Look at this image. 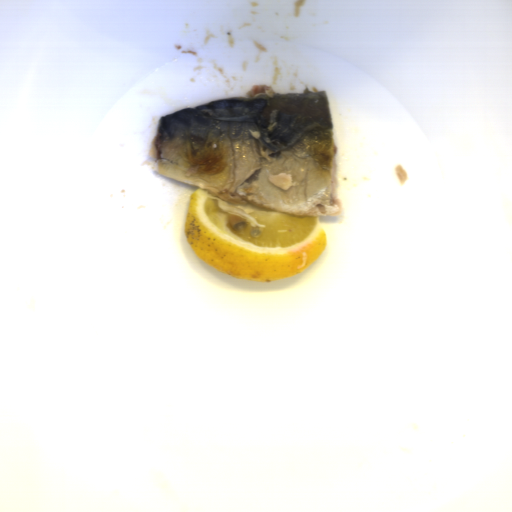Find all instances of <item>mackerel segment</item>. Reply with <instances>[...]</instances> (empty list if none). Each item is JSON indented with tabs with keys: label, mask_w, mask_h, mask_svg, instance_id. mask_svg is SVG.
<instances>
[{
	"label": "mackerel segment",
	"mask_w": 512,
	"mask_h": 512,
	"mask_svg": "<svg viewBox=\"0 0 512 512\" xmlns=\"http://www.w3.org/2000/svg\"><path fill=\"white\" fill-rule=\"evenodd\" d=\"M338 146L324 90L213 98L158 118L146 161L160 176L223 202L307 217L340 216Z\"/></svg>",
	"instance_id": "mackerel-segment-1"
}]
</instances>
